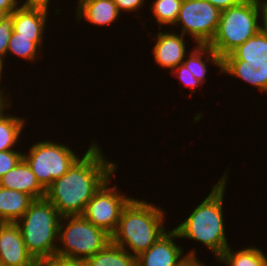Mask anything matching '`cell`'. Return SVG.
Instances as JSON below:
<instances>
[{
  "mask_svg": "<svg viewBox=\"0 0 267 266\" xmlns=\"http://www.w3.org/2000/svg\"><path fill=\"white\" fill-rule=\"evenodd\" d=\"M98 144L92 142L86 153L46 189L45 198L62 217L82 215L93 195L116 175L117 162L107 160Z\"/></svg>",
  "mask_w": 267,
  "mask_h": 266,
  "instance_id": "obj_1",
  "label": "cell"
},
{
  "mask_svg": "<svg viewBox=\"0 0 267 266\" xmlns=\"http://www.w3.org/2000/svg\"><path fill=\"white\" fill-rule=\"evenodd\" d=\"M226 170L219 181L213 184L208 196L196 205L183 222L174 227L180 239L199 241L210 249L216 260L230 246L225 234L223 216L224 195L230 169Z\"/></svg>",
  "mask_w": 267,
  "mask_h": 266,
  "instance_id": "obj_2",
  "label": "cell"
},
{
  "mask_svg": "<svg viewBox=\"0 0 267 266\" xmlns=\"http://www.w3.org/2000/svg\"><path fill=\"white\" fill-rule=\"evenodd\" d=\"M165 214L162 207L133 197L122 210L111 241L137 257L167 232Z\"/></svg>",
  "mask_w": 267,
  "mask_h": 266,
  "instance_id": "obj_3",
  "label": "cell"
},
{
  "mask_svg": "<svg viewBox=\"0 0 267 266\" xmlns=\"http://www.w3.org/2000/svg\"><path fill=\"white\" fill-rule=\"evenodd\" d=\"M61 218L52 203L41 198L35 199L16 222L27 251L39 264L56 256Z\"/></svg>",
  "mask_w": 267,
  "mask_h": 266,
  "instance_id": "obj_4",
  "label": "cell"
},
{
  "mask_svg": "<svg viewBox=\"0 0 267 266\" xmlns=\"http://www.w3.org/2000/svg\"><path fill=\"white\" fill-rule=\"evenodd\" d=\"M263 0H244L221 11L217 32L209 46L221 57L229 55L262 29Z\"/></svg>",
  "mask_w": 267,
  "mask_h": 266,
  "instance_id": "obj_5",
  "label": "cell"
},
{
  "mask_svg": "<svg viewBox=\"0 0 267 266\" xmlns=\"http://www.w3.org/2000/svg\"><path fill=\"white\" fill-rule=\"evenodd\" d=\"M110 242L109 234L82 215L63 216L59 224L56 256L87 259Z\"/></svg>",
  "mask_w": 267,
  "mask_h": 266,
  "instance_id": "obj_6",
  "label": "cell"
},
{
  "mask_svg": "<svg viewBox=\"0 0 267 266\" xmlns=\"http://www.w3.org/2000/svg\"><path fill=\"white\" fill-rule=\"evenodd\" d=\"M34 143L28 149L29 152L23 153V159L45 189L62 177L80 158L73 152L77 150H72L68 144L66 146L49 139Z\"/></svg>",
  "mask_w": 267,
  "mask_h": 266,
  "instance_id": "obj_7",
  "label": "cell"
},
{
  "mask_svg": "<svg viewBox=\"0 0 267 266\" xmlns=\"http://www.w3.org/2000/svg\"><path fill=\"white\" fill-rule=\"evenodd\" d=\"M221 11L206 0H183L175 27L181 25V34L189 35L195 45H209L220 21Z\"/></svg>",
  "mask_w": 267,
  "mask_h": 266,
  "instance_id": "obj_8",
  "label": "cell"
},
{
  "mask_svg": "<svg viewBox=\"0 0 267 266\" xmlns=\"http://www.w3.org/2000/svg\"><path fill=\"white\" fill-rule=\"evenodd\" d=\"M111 179H108L93 195L82 214L87 221L110 236L117 229L122 210L132 199L129 195H123L125 192L121 193L116 184L110 186Z\"/></svg>",
  "mask_w": 267,
  "mask_h": 266,
  "instance_id": "obj_9",
  "label": "cell"
},
{
  "mask_svg": "<svg viewBox=\"0 0 267 266\" xmlns=\"http://www.w3.org/2000/svg\"><path fill=\"white\" fill-rule=\"evenodd\" d=\"M180 239L173 228L161 236L151 247L136 257L137 266H179L186 257H197L196 248L184 252L185 247L177 245Z\"/></svg>",
  "mask_w": 267,
  "mask_h": 266,
  "instance_id": "obj_10",
  "label": "cell"
},
{
  "mask_svg": "<svg viewBox=\"0 0 267 266\" xmlns=\"http://www.w3.org/2000/svg\"><path fill=\"white\" fill-rule=\"evenodd\" d=\"M0 264L5 266H40L27 251L16 223L0 222Z\"/></svg>",
  "mask_w": 267,
  "mask_h": 266,
  "instance_id": "obj_11",
  "label": "cell"
},
{
  "mask_svg": "<svg viewBox=\"0 0 267 266\" xmlns=\"http://www.w3.org/2000/svg\"><path fill=\"white\" fill-rule=\"evenodd\" d=\"M157 32L156 36L149 32L155 37L153 40H156L154 43L153 56L156 65L161 67L162 69L174 70L181 63H183L184 59L187 55V40H185V35L177 32Z\"/></svg>",
  "mask_w": 267,
  "mask_h": 266,
  "instance_id": "obj_12",
  "label": "cell"
},
{
  "mask_svg": "<svg viewBox=\"0 0 267 266\" xmlns=\"http://www.w3.org/2000/svg\"><path fill=\"white\" fill-rule=\"evenodd\" d=\"M0 187L26 193L34 200L46 197V189L24 159L0 178Z\"/></svg>",
  "mask_w": 267,
  "mask_h": 266,
  "instance_id": "obj_13",
  "label": "cell"
},
{
  "mask_svg": "<svg viewBox=\"0 0 267 266\" xmlns=\"http://www.w3.org/2000/svg\"><path fill=\"white\" fill-rule=\"evenodd\" d=\"M222 74L243 80L267 93V61H222Z\"/></svg>",
  "mask_w": 267,
  "mask_h": 266,
  "instance_id": "obj_14",
  "label": "cell"
},
{
  "mask_svg": "<svg viewBox=\"0 0 267 266\" xmlns=\"http://www.w3.org/2000/svg\"><path fill=\"white\" fill-rule=\"evenodd\" d=\"M49 11L32 8L14 10L12 34L15 37L44 38Z\"/></svg>",
  "mask_w": 267,
  "mask_h": 266,
  "instance_id": "obj_15",
  "label": "cell"
},
{
  "mask_svg": "<svg viewBox=\"0 0 267 266\" xmlns=\"http://www.w3.org/2000/svg\"><path fill=\"white\" fill-rule=\"evenodd\" d=\"M77 22L84 19L94 26L111 27L112 24L121 16L114 0H93L84 3L75 12Z\"/></svg>",
  "mask_w": 267,
  "mask_h": 266,
  "instance_id": "obj_16",
  "label": "cell"
},
{
  "mask_svg": "<svg viewBox=\"0 0 267 266\" xmlns=\"http://www.w3.org/2000/svg\"><path fill=\"white\" fill-rule=\"evenodd\" d=\"M33 201L26 193L0 187V222L16 223Z\"/></svg>",
  "mask_w": 267,
  "mask_h": 266,
  "instance_id": "obj_17",
  "label": "cell"
},
{
  "mask_svg": "<svg viewBox=\"0 0 267 266\" xmlns=\"http://www.w3.org/2000/svg\"><path fill=\"white\" fill-rule=\"evenodd\" d=\"M191 50L188 51L189 57L186 55L183 64L202 84L206 83L207 64L215 65L222 72V58L209 45H195Z\"/></svg>",
  "mask_w": 267,
  "mask_h": 266,
  "instance_id": "obj_18",
  "label": "cell"
},
{
  "mask_svg": "<svg viewBox=\"0 0 267 266\" xmlns=\"http://www.w3.org/2000/svg\"><path fill=\"white\" fill-rule=\"evenodd\" d=\"M222 61H267V33L261 29L222 58Z\"/></svg>",
  "mask_w": 267,
  "mask_h": 266,
  "instance_id": "obj_19",
  "label": "cell"
},
{
  "mask_svg": "<svg viewBox=\"0 0 267 266\" xmlns=\"http://www.w3.org/2000/svg\"><path fill=\"white\" fill-rule=\"evenodd\" d=\"M11 105L12 102L0 111V152L15 148L14 146L20 142L18 140L21 138L20 136L27 122L24 117L7 113V109H10Z\"/></svg>",
  "mask_w": 267,
  "mask_h": 266,
  "instance_id": "obj_20",
  "label": "cell"
},
{
  "mask_svg": "<svg viewBox=\"0 0 267 266\" xmlns=\"http://www.w3.org/2000/svg\"><path fill=\"white\" fill-rule=\"evenodd\" d=\"M217 260L225 266H267L266 254L255 246L237 251L229 246Z\"/></svg>",
  "mask_w": 267,
  "mask_h": 266,
  "instance_id": "obj_21",
  "label": "cell"
},
{
  "mask_svg": "<svg viewBox=\"0 0 267 266\" xmlns=\"http://www.w3.org/2000/svg\"><path fill=\"white\" fill-rule=\"evenodd\" d=\"M86 260L89 266H137L136 257L112 241Z\"/></svg>",
  "mask_w": 267,
  "mask_h": 266,
  "instance_id": "obj_22",
  "label": "cell"
},
{
  "mask_svg": "<svg viewBox=\"0 0 267 266\" xmlns=\"http://www.w3.org/2000/svg\"><path fill=\"white\" fill-rule=\"evenodd\" d=\"M44 40V38L15 37L11 34L7 54L9 53L11 55L12 53V55L30 62L37 61L39 60L41 51H43Z\"/></svg>",
  "mask_w": 267,
  "mask_h": 266,
  "instance_id": "obj_23",
  "label": "cell"
},
{
  "mask_svg": "<svg viewBox=\"0 0 267 266\" xmlns=\"http://www.w3.org/2000/svg\"><path fill=\"white\" fill-rule=\"evenodd\" d=\"M183 0H155L151 3L150 10L153 13V17L156 19L157 27L162 30V27L172 26L177 20L178 13Z\"/></svg>",
  "mask_w": 267,
  "mask_h": 266,
  "instance_id": "obj_24",
  "label": "cell"
},
{
  "mask_svg": "<svg viewBox=\"0 0 267 266\" xmlns=\"http://www.w3.org/2000/svg\"><path fill=\"white\" fill-rule=\"evenodd\" d=\"M14 11L0 21V56L7 58L9 40L13 31Z\"/></svg>",
  "mask_w": 267,
  "mask_h": 266,
  "instance_id": "obj_25",
  "label": "cell"
},
{
  "mask_svg": "<svg viewBox=\"0 0 267 266\" xmlns=\"http://www.w3.org/2000/svg\"><path fill=\"white\" fill-rule=\"evenodd\" d=\"M23 159V151L6 150L0 152V178L13 169Z\"/></svg>",
  "mask_w": 267,
  "mask_h": 266,
  "instance_id": "obj_26",
  "label": "cell"
},
{
  "mask_svg": "<svg viewBox=\"0 0 267 266\" xmlns=\"http://www.w3.org/2000/svg\"><path fill=\"white\" fill-rule=\"evenodd\" d=\"M171 75L179 79L184 87H188L192 93H195V89H197L199 85H203L198 79L193 76L190 70H188L186 65H184L183 63L172 70Z\"/></svg>",
  "mask_w": 267,
  "mask_h": 266,
  "instance_id": "obj_27",
  "label": "cell"
},
{
  "mask_svg": "<svg viewBox=\"0 0 267 266\" xmlns=\"http://www.w3.org/2000/svg\"><path fill=\"white\" fill-rule=\"evenodd\" d=\"M40 266H89L86 259L54 256L43 261Z\"/></svg>",
  "mask_w": 267,
  "mask_h": 266,
  "instance_id": "obj_28",
  "label": "cell"
},
{
  "mask_svg": "<svg viewBox=\"0 0 267 266\" xmlns=\"http://www.w3.org/2000/svg\"><path fill=\"white\" fill-rule=\"evenodd\" d=\"M147 0H114V3L117 6L118 11L122 14L124 12L126 13H133L139 14L138 17L141 18L140 13L136 11H141V7L144 6V2Z\"/></svg>",
  "mask_w": 267,
  "mask_h": 266,
  "instance_id": "obj_29",
  "label": "cell"
},
{
  "mask_svg": "<svg viewBox=\"0 0 267 266\" xmlns=\"http://www.w3.org/2000/svg\"><path fill=\"white\" fill-rule=\"evenodd\" d=\"M50 1L51 0H20V4L23 8L42 9L48 11Z\"/></svg>",
  "mask_w": 267,
  "mask_h": 266,
  "instance_id": "obj_30",
  "label": "cell"
},
{
  "mask_svg": "<svg viewBox=\"0 0 267 266\" xmlns=\"http://www.w3.org/2000/svg\"><path fill=\"white\" fill-rule=\"evenodd\" d=\"M213 6H216L220 11L226 10L229 7L235 6L243 2L244 0H206Z\"/></svg>",
  "mask_w": 267,
  "mask_h": 266,
  "instance_id": "obj_31",
  "label": "cell"
},
{
  "mask_svg": "<svg viewBox=\"0 0 267 266\" xmlns=\"http://www.w3.org/2000/svg\"><path fill=\"white\" fill-rule=\"evenodd\" d=\"M20 0H0V8L11 14L17 8H20Z\"/></svg>",
  "mask_w": 267,
  "mask_h": 266,
  "instance_id": "obj_32",
  "label": "cell"
},
{
  "mask_svg": "<svg viewBox=\"0 0 267 266\" xmlns=\"http://www.w3.org/2000/svg\"><path fill=\"white\" fill-rule=\"evenodd\" d=\"M198 257H186V259L179 266H205Z\"/></svg>",
  "mask_w": 267,
  "mask_h": 266,
  "instance_id": "obj_33",
  "label": "cell"
},
{
  "mask_svg": "<svg viewBox=\"0 0 267 266\" xmlns=\"http://www.w3.org/2000/svg\"><path fill=\"white\" fill-rule=\"evenodd\" d=\"M262 29L267 33V0H263Z\"/></svg>",
  "mask_w": 267,
  "mask_h": 266,
  "instance_id": "obj_34",
  "label": "cell"
},
{
  "mask_svg": "<svg viewBox=\"0 0 267 266\" xmlns=\"http://www.w3.org/2000/svg\"><path fill=\"white\" fill-rule=\"evenodd\" d=\"M11 94H0V111H2L8 104L11 103ZM9 98V99H8Z\"/></svg>",
  "mask_w": 267,
  "mask_h": 266,
  "instance_id": "obj_35",
  "label": "cell"
},
{
  "mask_svg": "<svg viewBox=\"0 0 267 266\" xmlns=\"http://www.w3.org/2000/svg\"><path fill=\"white\" fill-rule=\"evenodd\" d=\"M4 61H5V58H3V57H1L0 56V84H1V80H2V78H3V76H4V74H3V69H4V65H5V63H4ZM3 74V75H2ZM0 87L5 91V90H7L4 86L2 87L1 85H0ZM5 88V89H4Z\"/></svg>",
  "mask_w": 267,
  "mask_h": 266,
  "instance_id": "obj_36",
  "label": "cell"
},
{
  "mask_svg": "<svg viewBox=\"0 0 267 266\" xmlns=\"http://www.w3.org/2000/svg\"><path fill=\"white\" fill-rule=\"evenodd\" d=\"M78 1V3H77V5L78 6H76L77 8H75L76 10H75V12L84 4V3H86V2H89V1H93V0H77Z\"/></svg>",
  "mask_w": 267,
  "mask_h": 266,
  "instance_id": "obj_37",
  "label": "cell"
},
{
  "mask_svg": "<svg viewBox=\"0 0 267 266\" xmlns=\"http://www.w3.org/2000/svg\"><path fill=\"white\" fill-rule=\"evenodd\" d=\"M6 15H8V13H7L5 10H3V9L0 8V21H1Z\"/></svg>",
  "mask_w": 267,
  "mask_h": 266,
  "instance_id": "obj_38",
  "label": "cell"
},
{
  "mask_svg": "<svg viewBox=\"0 0 267 266\" xmlns=\"http://www.w3.org/2000/svg\"><path fill=\"white\" fill-rule=\"evenodd\" d=\"M10 92H7L6 93V91H4L1 87H0V94H9Z\"/></svg>",
  "mask_w": 267,
  "mask_h": 266,
  "instance_id": "obj_39",
  "label": "cell"
}]
</instances>
